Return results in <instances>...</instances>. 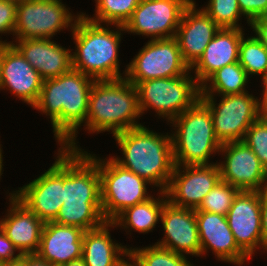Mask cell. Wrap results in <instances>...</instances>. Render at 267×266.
<instances>
[{
  "label": "cell",
  "mask_w": 267,
  "mask_h": 266,
  "mask_svg": "<svg viewBox=\"0 0 267 266\" xmlns=\"http://www.w3.org/2000/svg\"><path fill=\"white\" fill-rule=\"evenodd\" d=\"M219 97L217 103L216 95H200L210 110L215 136L221 144L243 141L248 128L264 113L261 97L249 91Z\"/></svg>",
  "instance_id": "9"
},
{
  "label": "cell",
  "mask_w": 267,
  "mask_h": 266,
  "mask_svg": "<svg viewBox=\"0 0 267 266\" xmlns=\"http://www.w3.org/2000/svg\"><path fill=\"white\" fill-rule=\"evenodd\" d=\"M23 262L24 266H53L37 253L23 254Z\"/></svg>",
  "instance_id": "39"
},
{
  "label": "cell",
  "mask_w": 267,
  "mask_h": 266,
  "mask_svg": "<svg viewBox=\"0 0 267 266\" xmlns=\"http://www.w3.org/2000/svg\"><path fill=\"white\" fill-rule=\"evenodd\" d=\"M262 253L267 252V187L260 191Z\"/></svg>",
  "instance_id": "37"
},
{
  "label": "cell",
  "mask_w": 267,
  "mask_h": 266,
  "mask_svg": "<svg viewBox=\"0 0 267 266\" xmlns=\"http://www.w3.org/2000/svg\"><path fill=\"white\" fill-rule=\"evenodd\" d=\"M240 190L220 180L203 198L195 211L211 212L226 216Z\"/></svg>",
  "instance_id": "32"
},
{
  "label": "cell",
  "mask_w": 267,
  "mask_h": 266,
  "mask_svg": "<svg viewBox=\"0 0 267 266\" xmlns=\"http://www.w3.org/2000/svg\"><path fill=\"white\" fill-rule=\"evenodd\" d=\"M12 45L39 72L43 80L56 78L72 69V49L52 39L13 40Z\"/></svg>",
  "instance_id": "22"
},
{
  "label": "cell",
  "mask_w": 267,
  "mask_h": 266,
  "mask_svg": "<svg viewBox=\"0 0 267 266\" xmlns=\"http://www.w3.org/2000/svg\"><path fill=\"white\" fill-rule=\"evenodd\" d=\"M262 86V92H261V105L263 108V111H267V77L262 81L261 85Z\"/></svg>",
  "instance_id": "40"
},
{
  "label": "cell",
  "mask_w": 267,
  "mask_h": 266,
  "mask_svg": "<svg viewBox=\"0 0 267 266\" xmlns=\"http://www.w3.org/2000/svg\"><path fill=\"white\" fill-rule=\"evenodd\" d=\"M109 158V159H108ZM101 178V203L105 221L112 222L126 208L152 197L147 191L154 188L144 178L117 164L111 156H98Z\"/></svg>",
  "instance_id": "8"
},
{
  "label": "cell",
  "mask_w": 267,
  "mask_h": 266,
  "mask_svg": "<svg viewBox=\"0 0 267 266\" xmlns=\"http://www.w3.org/2000/svg\"><path fill=\"white\" fill-rule=\"evenodd\" d=\"M16 252L18 253L16 254ZM21 256L22 254L6 236L4 228L0 224V263L12 261Z\"/></svg>",
  "instance_id": "36"
},
{
  "label": "cell",
  "mask_w": 267,
  "mask_h": 266,
  "mask_svg": "<svg viewBox=\"0 0 267 266\" xmlns=\"http://www.w3.org/2000/svg\"><path fill=\"white\" fill-rule=\"evenodd\" d=\"M61 266H86V265H85L83 258L80 257L78 259L72 260L66 264L61 265Z\"/></svg>",
  "instance_id": "42"
},
{
  "label": "cell",
  "mask_w": 267,
  "mask_h": 266,
  "mask_svg": "<svg viewBox=\"0 0 267 266\" xmlns=\"http://www.w3.org/2000/svg\"><path fill=\"white\" fill-rule=\"evenodd\" d=\"M226 217L236 243L252 259L262 250L260 191H239Z\"/></svg>",
  "instance_id": "17"
},
{
  "label": "cell",
  "mask_w": 267,
  "mask_h": 266,
  "mask_svg": "<svg viewBox=\"0 0 267 266\" xmlns=\"http://www.w3.org/2000/svg\"><path fill=\"white\" fill-rule=\"evenodd\" d=\"M250 78L239 62L232 63L214 72L202 85L200 95L224 96L247 92Z\"/></svg>",
  "instance_id": "27"
},
{
  "label": "cell",
  "mask_w": 267,
  "mask_h": 266,
  "mask_svg": "<svg viewBox=\"0 0 267 266\" xmlns=\"http://www.w3.org/2000/svg\"><path fill=\"white\" fill-rule=\"evenodd\" d=\"M7 1H10V2L18 5V4L24 3V2L29 1V0H7Z\"/></svg>",
  "instance_id": "45"
},
{
  "label": "cell",
  "mask_w": 267,
  "mask_h": 266,
  "mask_svg": "<svg viewBox=\"0 0 267 266\" xmlns=\"http://www.w3.org/2000/svg\"><path fill=\"white\" fill-rule=\"evenodd\" d=\"M123 72L124 77L136 86L139 82L150 79L191 74V68L182 58L177 40L172 37L149 39Z\"/></svg>",
  "instance_id": "11"
},
{
  "label": "cell",
  "mask_w": 267,
  "mask_h": 266,
  "mask_svg": "<svg viewBox=\"0 0 267 266\" xmlns=\"http://www.w3.org/2000/svg\"><path fill=\"white\" fill-rule=\"evenodd\" d=\"M122 157L111 158L144 178L157 191H166L175 167L171 134L157 133L144 125L113 135ZM117 156V157H116Z\"/></svg>",
  "instance_id": "3"
},
{
  "label": "cell",
  "mask_w": 267,
  "mask_h": 266,
  "mask_svg": "<svg viewBox=\"0 0 267 266\" xmlns=\"http://www.w3.org/2000/svg\"><path fill=\"white\" fill-rule=\"evenodd\" d=\"M120 266H137V265L130 257H128Z\"/></svg>",
  "instance_id": "44"
},
{
  "label": "cell",
  "mask_w": 267,
  "mask_h": 266,
  "mask_svg": "<svg viewBox=\"0 0 267 266\" xmlns=\"http://www.w3.org/2000/svg\"><path fill=\"white\" fill-rule=\"evenodd\" d=\"M250 29L267 49V15L258 17L250 23Z\"/></svg>",
  "instance_id": "38"
},
{
  "label": "cell",
  "mask_w": 267,
  "mask_h": 266,
  "mask_svg": "<svg viewBox=\"0 0 267 266\" xmlns=\"http://www.w3.org/2000/svg\"><path fill=\"white\" fill-rule=\"evenodd\" d=\"M220 28L228 29H244L241 26L242 18L247 21V26H250V21L241 13L237 0H209L205 7H201ZM243 16V17H242Z\"/></svg>",
  "instance_id": "31"
},
{
  "label": "cell",
  "mask_w": 267,
  "mask_h": 266,
  "mask_svg": "<svg viewBox=\"0 0 267 266\" xmlns=\"http://www.w3.org/2000/svg\"><path fill=\"white\" fill-rule=\"evenodd\" d=\"M117 228L105 221L101 226L85 231L82 258L86 266H120L129 257V246L111 238L110 229ZM127 246V247H126Z\"/></svg>",
  "instance_id": "25"
},
{
  "label": "cell",
  "mask_w": 267,
  "mask_h": 266,
  "mask_svg": "<svg viewBox=\"0 0 267 266\" xmlns=\"http://www.w3.org/2000/svg\"><path fill=\"white\" fill-rule=\"evenodd\" d=\"M123 33V26L95 23L81 14L71 33L75 43V50H71L72 69L95 81L123 78L125 73H121L119 62Z\"/></svg>",
  "instance_id": "4"
},
{
  "label": "cell",
  "mask_w": 267,
  "mask_h": 266,
  "mask_svg": "<svg viewBox=\"0 0 267 266\" xmlns=\"http://www.w3.org/2000/svg\"><path fill=\"white\" fill-rule=\"evenodd\" d=\"M148 200L126 208L112 222L131 236V231L147 234L160 222L161 211L168 200L164 191H158Z\"/></svg>",
  "instance_id": "26"
},
{
  "label": "cell",
  "mask_w": 267,
  "mask_h": 266,
  "mask_svg": "<svg viewBox=\"0 0 267 266\" xmlns=\"http://www.w3.org/2000/svg\"><path fill=\"white\" fill-rule=\"evenodd\" d=\"M0 143H1V141H0ZM3 166H4V164H3V149H2V144H0V180L2 178L1 176H2L3 171H4Z\"/></svg>",
  "instance_id": "43"
},
{
  "label": "cell",
  "mask_w": 267,
  "mask_h": 266,
  "mask_svg": "<svg viewBox=\"0 0 267 266\" xmlns=\"http://www.w3.org/2000/svg\"><path fill=\"white\" fill-rule=\"evenodd\" d=\"M129 257L137 266H194L187 256L175 253L155 244L130 247Z\"/></svg>",
  "instance_id": "29"
},
{
  "label": "cell",
  "mask_w": 267,
  "mask_h": 266,
  "mask_svg": "<svg viewBox=\"0 0 267 266\" xmlns=\"http://www.w3.org/2000/svg\"><path fill=\"white\" fill-rule=\"evenodd\" d=\"M195 214L201 244L200 258H206L210 250L218 261L235 266L249 263L251 258L236 243L226 216L204 211H195Z\"/></svg>",
  "instance_id": "16"
},
{
  "label": "cell",
  "mask_w": 267,
  "mask_h": 266,
  "mask_svg": "<svg viewBox=\"0 0 267 266\" xmlns=\"http://www.w3.org/2000/svg\"><path fill=\"white\" fill-rule=\"evenodd\" d=\"M217 162L211 165H175L165 191L168 201L179 207L197 209L221 180Z\"/></svg>",
  "instance_id": "15"
},
{
  "label": "cell",
  "mask_w": 267,
  "mask_h": 266,
  "mask_svg": "<svg viewBox=\"0 0 267 266\" xmlns=\"http://www.w3.org/2000/svg\"><path fill=\"white\" fill-rule=\"evenodd\" d=\"M95 14H82L90 21L99 24L124 26L141 0H94Z\"/></svg>",
  "instance_id": "28"
},
{
  "label": "cell",
  "mask_w": 267,
  "mask_h": 266,
  "mask_svg": "<svg viewBox=\"0 0 267 266\" xmlns=\"http://www.w3.org/2000/svg\"><path fill=\"white\" fill-rule=\"evenodd\" d=\"M63 204L53 222L84 231L101 226V178L96 154L63 147Z\"/></svg>",
  "instance_id": "1"
},
{
  "label": "cell",
  "mask_w": 267,
  "mask_h": 266,
  "mask_svg": "<svg viewBox=\"0 0 267 266\" xmlns=\"http://www.w3.org/2000/svg\"><path fill=\"white\" fill-rule=\"evenodd\" d=\"M160 222L164 237L155 245L188 257H200L195 209L179 207L167 200L161 211Z\"/></svg>",
  "instance_id": "18"
},
{
  "label": "cell",
  "mask_w": 267,
  "mask_h": 266,
  "mask_svg": "<svg viewBox=\"0 0 267 266\" xmlns=\"http://www.w3.org/2000/svg\"><path fill=\"white\" fill-rule=\"evenodd\" d=\"M197 6L196 1L192 0L185 8L175 35L182 58L190 68L220 30L214 20Z\"/></svg>",
  "instance_id": "20"
},
{
  "label": "cell",
  "mask_w": 267,
  "mask_h": 266,
  "mask_svg": "<svg viewBox=\"0 0 267 266\" xmlns=\"http://www.w3.org/2000/svg\"><path fill=\"white\" fill-rule=\"evenodd\" d=\"M138 92L135 85L125 77L94 81L88 103L86 123L87 133H116L135 128L140 123ZM139 121V122H138Z\"/></svg>",
  "instance_id": "5"
},
{
  "label": "cell",
  "mask_w": 267,
  "mask_h": 266,
  "mask_svg": "<svg viewBox=\"0 0 267 266\" xmlns=\"http://www.w3.org/2000/svg\"><path fill=\"white\" fill-rule=\"evenodd\" d=\"M58 152V153H57ZM43 174L15 190V196L44 223L53 221L63 204V147Z\"/></svg>",
  "instance_id": "13"
},
{
  "label": "cell",
  "mask_w": 267,
  "mask_h": 266,
  "mask_svg": "<svg viewBox=\"0 0 267 266\" xmlns=\"http://www.w3.org/2000/svg\"><path fill=\"white\" fill-rule=\"evenodd\" d=\"M244 32L245 29L220 28L215 34L203 55L191 67L200 86L218 69L238 62L239 44Z\"/></svg>",
  "instance_id": "24"
},
{
  "label": "cell",
  "mask_w": 267,
  "mask_h": 266,
  "mask_svg": "<svg viewBox=\"0 0 267 266\" xmlns=\"http://www.w3.org/2000/svg\"><path fill=\"white\" fill-rule=\"evenodd\" d=\"M66 6L62 0H29L18 4L12 40L52 39L60 31L72 32L82 12L74 15Z\"/></svg>",
  "instance_id": "10"
},
{
  "label": "cell",
  "mask_w": 267,
  "mask_h": 266,
  "mask_svg": "<svg viewBox=\"0 0 267 266\" xmlns=\"http://www.w3.org/2000/svg\"><path fill=\"white\" fill-rule=\"evenodd\" d=\"M0 70H1V44H0Z\"/></svg>",
  "instance_id": "46"
},
{
  "label": "cell",
  "mask_w": 267,
  "mask_h": 266,
  "mask_svg": "<svg viewBox=\"0 0 267 266\" xmlns=\"http://www.w3.org/2000/svg\"><path fill=\"white\" fill-rule=\"evenodd\" d=\"M136 88L141 116L151 109L167 123L191 107L201 93L192 74L141 81Z\"/></svg>",
  "instance_id": "7"
},
{
  "label": "cell",
  "mask_w": 267,
  "mask_h": 266,
  "mask_svg": "<svg viewBox=\"0 0 267 266\" xmlns=\"http://www.w3.org/2000/svg\"><path fill=\"white\" fill-rule=\"evenodd\" d=\"M238 62L249 78L260 75L262 82L267 77V49L255 35L242 37L239 44Z\"/></svg>",
  "instance_id": "30"
},
{
  "label": "cell",
  "mask_w": 267,
  "mask_h": 266,
  "mask_svg": "<svg viewBox=\"0 0 267 266\" xmlns=\"http://www.w3.org/2000/svg\"><path fill=\"white\" fill-rule=\"evenodd\" d=\"M217 162L221 180L240 191H261L267 187V171L244 141L222 144Z\"/></svg>",
  "instance_id": "14"
},
{
  "label": "cell",
  "mask_w": 267,
  "mask_h": 266,
  "mask_svg": "<svg viewBox=\"0 0 267 266\" xmlns=\"http://www.w3.org/2000/svg\"><path fill=\"white\" fill-rule=\"evenodd\" d=\"M16 8L17 5L7 0H0V35L14 36V27L16 23ZM8 33V34H7ZM0 37V44H12V41L2 40Z\"/></svg>",
  "instance_id": "34"
},
{
  "label": "cell",
  "mask_w": 267,
  "mask_h": 266,
  "mask_svg": "<svg viewBox=\"0 0 267 266\" xmlns=\"http://www.w3.org/2000/svg\"><path fill=\"white\" fill-rule=\"evenodd\" d=\"M94 79L71 69L56 78L43 80L37 103L32 107L48 116L53 135L60 147L81 150L78 130L86 123Z\"/></svg>",
  "instance_id": "2"
},
{
  "label": "cell",
  "mask_w": 267,
  "mask_h": 266,
  "mask_svg": "<svg viewBox=\"0 0 267 266\" xmlns=\"http://www.w3.org/2000/svg\"><path fill=\"white\" fill-rule=\"evenodd\" d=\"M241 13L252 22L267 15V0H237Z\"/></svg>",
  "instance_id": "35"
},
{
  "label": "cell",
  "mask_w": 267,
  "mask_h": 266,
  "mask_svg": "<svg viewBox=\"0 0 267 266\" xmlns=\"http://www.w3.org/2000/svg\"><path fill=\"white\" fill-rule=\"evenodd\" d=\"M43 79L12 45L1 44L0 90L9 91L33 107L40 96Z\"/></svg>",
  "instance_id": "19"
},
{
  "label": "cell",
  "mask_w": 267,
  "mask_h": 266,
  "mask_svg": "<svg viewBox=\"0 0 267 266\" xmlns=\"http://www.w3.org/2000/svg\"><path fill=\"white\" fill-rule=\"evenodd\" d=\"M192 0H141L123 26L128 34L150 40L175 37L185 8Z\"/></svg>",
  "instance_id": "12"
},
{
  "label": "cell",
  "mask_w": 267,
  "mask_h": 266,
  "mask_svg": "<svg viewBox=\"0 0 267 266\" xmlns=\"http://www.w3.org/2000/svg\"><path fill=\"white\" fill-rule=\"evenodd\" d=\"M0 266H24L23 254L20 258H17L15 260L0 263Z\"/></svg>",
  "instance_id": "41"
},
{
  "label": "cell",
  "mask_w": 267,
  "mask_h": 266,
  "mask_svg": "<svg viewBox=\"0 0 267 266\" xmlns=\"http://www.w3.org/2000/svg\"><path fill=\"white\" fill-rule=\"evenodd\" d=\"M169 124L175 165L214 164L210 158L219 156L222 144L215 136L210 110L200 98Z\"/></svg>",
  "instance_id": "6"
},
{
  "label": "cell",
  "mask_w": 267,
  "mask_h": 266,
  "mask_svg": "<svg viewBox=\"0 0 267 266\" xmlns=\"http://www.w3.org/2000/svg\"><path fill=\"white\" fill-rule=\"evenodd\" d=\"M9 206L0 224L6 236L21 254L37 253L44 222L39 219L12 191L7 196Z\"/></svg>",
  "instance_id": "21"
},
{
  "label": "cell",
  "mask_w": 267,
  "mask_h": 266,
  "mask_svg": "<svg viewBox=\"0 0 267 266\" xmlns=\"http://www.w3.org/2000/svg\"><path fill=\"white\" fill-rule=\"evenodd\" d=\"M79 227L45 222L37 254L53 266H61L82 257L83 235Z\"/></svg>",
  "instance_id": "23"
},
{
  "label": "cell",
  "mask_w": 267,
  "mask_h": 266,
  "mask_svg": "<svg viewBox=\"0 0 267 266\" xmlns=\"http://www.w3.org/2000/svg\"><path fill=\"white\" fill-rule=\"evenodd\" d=\"M243 141L267 171V115L265 113L248 128Z\"/></svg>",
  "instance_id": "33"
}]
</instances>
